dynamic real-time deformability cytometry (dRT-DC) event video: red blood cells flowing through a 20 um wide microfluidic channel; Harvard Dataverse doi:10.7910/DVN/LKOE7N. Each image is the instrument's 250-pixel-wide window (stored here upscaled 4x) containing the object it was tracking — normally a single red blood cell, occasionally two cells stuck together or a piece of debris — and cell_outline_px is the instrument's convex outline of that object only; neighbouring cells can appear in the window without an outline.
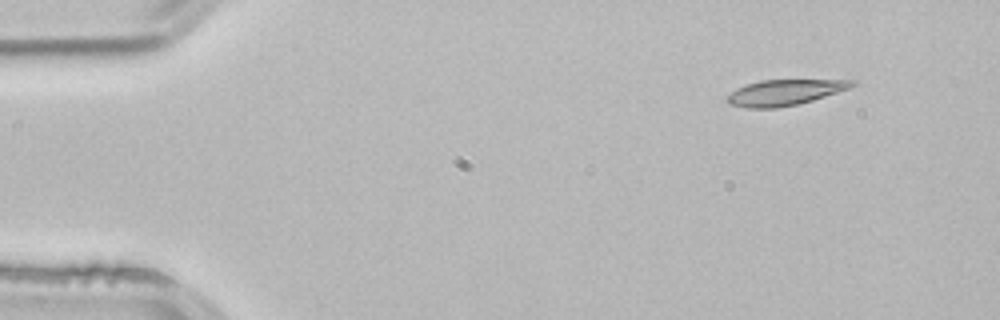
{"species": "common noctule bat (a hibernating species)", "species_latin": "Nyctalus noctula", "temperature_condition": "room temperature", "stored_images_in_passage": 4, "camera_frame_rate_fps": 3000, "um_per_image_px": 0.085, "animal": {"sex": "male", "body_mass_g": 21.5, "forearm_length_mm": 52.0}, "frame": {"image": 1, "passage_image": 4, "time_ms": 1.0, "image_size_px": [1000, 320], "cell_outline_px": [[856, 84], [848, 88], [812, 100], [796, 104], [776, 108], [744, 108], [728, 104], [728, 96], [736, 88], [744, 84], [760, 80], [856, 80]], "centroid_in_image_um": [66.64, 7.85], "position_along_channel_um": 18.4, "area_um2": 18.5}}